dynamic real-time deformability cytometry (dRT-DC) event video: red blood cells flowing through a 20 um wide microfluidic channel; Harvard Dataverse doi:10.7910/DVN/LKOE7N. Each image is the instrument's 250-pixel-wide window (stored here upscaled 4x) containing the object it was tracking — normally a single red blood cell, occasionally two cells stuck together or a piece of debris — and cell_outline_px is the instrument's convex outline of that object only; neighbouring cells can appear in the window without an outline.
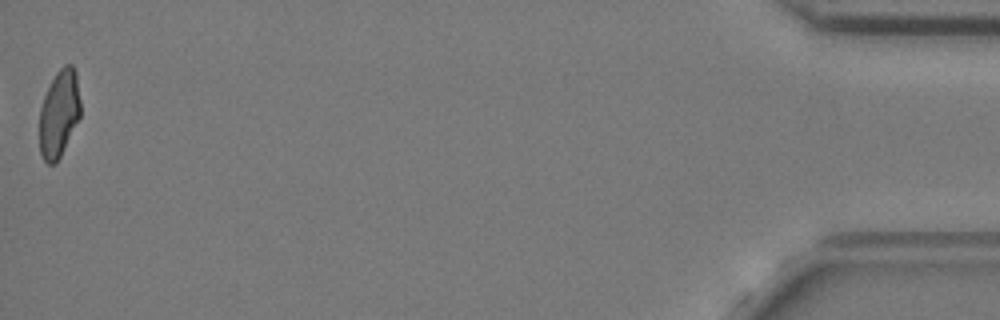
{"species": "common noctule bat (a hibernating species)", "species_latin": "Nyctalus noctula", "temperature_condition": "cold", "stored_images_in_passage": 38, "camera_frame_rate_fps": 3000, "um_per_image_px": 0.085, "animal": {"sex": "female", "body_mass_g": 24.6, "forearm_length_mm": 56.2}, "frame": {"image": 1, "passage_image": 38, "time_ms": 12.333, "image_size_px": [1000, 320], "cell_outline_px": [[80, 116], [56, 164], [48, 164], [44, 160], [40, 152], [40, 108], [44, 96], [56, 72], [64, 64], [72, 64], [76, 72], [80, 100]], "centroid_in_image_um": [5.02, 9.63], "position_along_channel_um": 430.2, "area_um2": 20.63}, "authors_computed_cell_mechanics": {"area_um2": 22.1663, "velocity_mm_per_s": 3.6884, "shape_relaxation_time_tau1_ms": null, "shape_relaxation_time_tau2_ms": 1.6258, "deformation_change_tau1": null, "deformation_change_tau2": 0.0896}}